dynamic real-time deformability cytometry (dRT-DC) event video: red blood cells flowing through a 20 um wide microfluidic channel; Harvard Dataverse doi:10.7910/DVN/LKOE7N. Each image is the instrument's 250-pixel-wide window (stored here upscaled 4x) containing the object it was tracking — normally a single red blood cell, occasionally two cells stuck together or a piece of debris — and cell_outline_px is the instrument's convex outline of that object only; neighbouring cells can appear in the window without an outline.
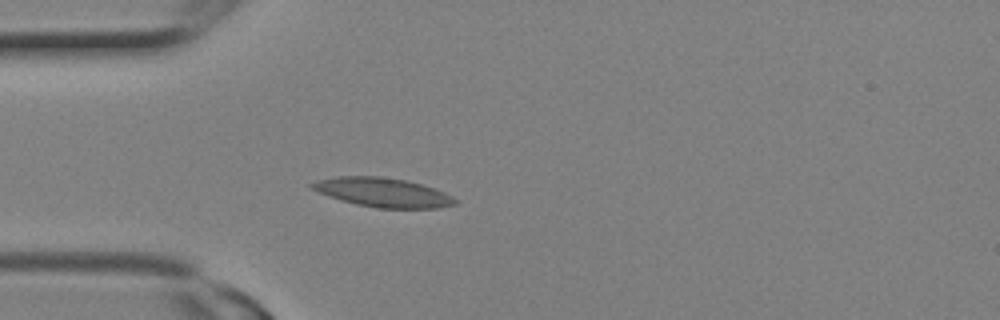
{"species": "Egyptian fruit bat (a non-hibernating species)", "species_latin": "Rousettus aegyptiacus", "temperature_condition": "room temperature", "stored_images_in_passage": 4, "camera_frame_rate_fps": 3000, "um_per_image_px": 0.085, "animal": {"sex": "female"}, "frame": {"image": 1, "passage_image": 2, "time_ms": 0.333, "image_size_px": [1000, 320], "cell_outline_px": [[460, 200], [456, 204], [440, 208], [376, 208], [356, 204], [340, 200], [328, 196], [308, 188], [308, 184], [316, 180], [336, 176], [380, 176], [408, 180], [444, 192]], "centroid_in_image_um": [32.51, 16.35], "position_along_channel_um": 52.5, "area_um2": 24.62}}
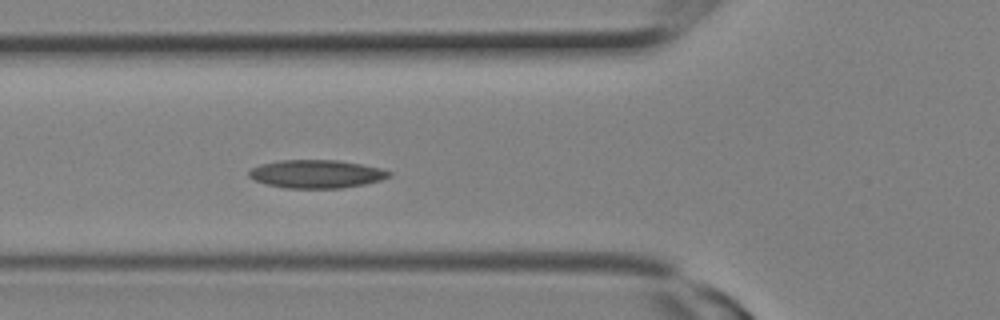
{"frame": {"image": 2, "passage_image": 4, "time_ms": 1.0, "image_size_px": [1000, 320], "cell_outline_px": [[392, 176], [380, 180], [364, 184], [340, 188], [288, 188], [264, 184], [248, 176], [248, 172], [252, 168], [260, 164], [280, 160], [336, 160], [360, 164], [380, 168], [392, 172]], "centroid_in_image_um": [26.89, 14.78], "position_along_channel_um": 98.9, "area_um2": 22.95}}